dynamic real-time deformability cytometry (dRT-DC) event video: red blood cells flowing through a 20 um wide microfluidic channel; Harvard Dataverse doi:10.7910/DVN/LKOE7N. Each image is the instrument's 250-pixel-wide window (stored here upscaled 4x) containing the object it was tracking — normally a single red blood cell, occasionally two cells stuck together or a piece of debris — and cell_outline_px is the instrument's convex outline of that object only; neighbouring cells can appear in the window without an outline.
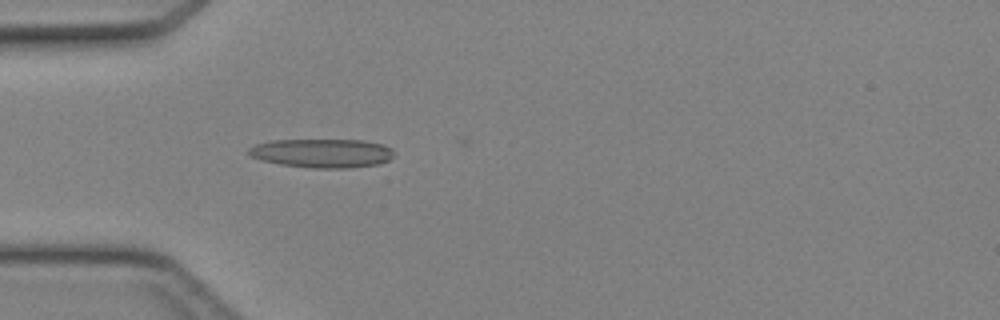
{"species": "Egyptian fruit bat (a non-hibernating species)", "species_latin": "Rousettus aegyptiacus", "temperature_condition": "cold", "stored_images_in_passage": 45, "camera_frame_rate_fps": 3000, "um_per_image_px": 0.085, "animal": {"sex": "female"}, "frame": {"image": 1, "passage_image": 14, "time_ms": 4.333, "image_size_px": [1000, 320], "cell_outline_px": [[396, 156], [380, 164], [348, 168], [312, 168], [280, 164], [264, 160], [252, 156], [248, 152], [248, 148], [256, 144], [272, 140], [360, 140], [384, 144], [392, 148], [396, 152]], "centroid_in_image_um": [27.46, 13.02], "position_along_channel_um": 57.5, "area_um2": 24.57}}
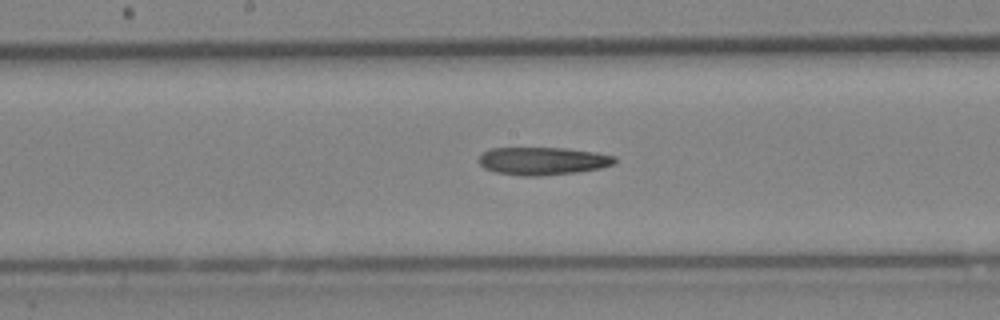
{"frame": {"image": 2, "passage_image": 24, "time_ms": 7.667, "image_size_px": [1000, 320], "cell_outline_px": [[616, 164], [600, 168], [576, 172], [540, 176], [520, 176], [496, 172], [484, 168], [480, 164], [480, 156], [484, 152], [492, 148], [564, 148], [596, 152], [616, 156]], "centroid_in_image_um": [46.17, 13.68], "position_along_channel_um": 202.0, "area_um2": 22.02}}
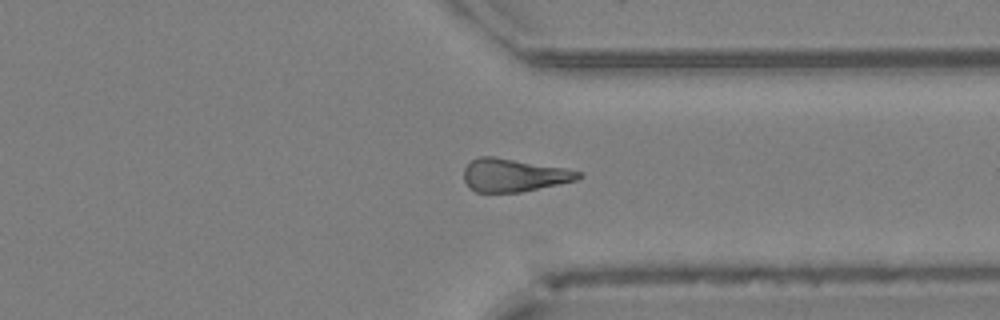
{"frame": {"image": 3, "passage_image": 35, "time_ms": 11.333, "image_size_px": [1000, 320], "cell_outline_px": [[584, 176], [576, 180], [520, 192], [476, 192], [468, 188], [464, 180], [464, 168], [472, 160], [480, 156], [492, 156], [568, 168], [580, 172]], "centroid_in_image_um": [43.66, 14.88], "position_along_channel_um": 367.7, "area_um2": 22.02}}